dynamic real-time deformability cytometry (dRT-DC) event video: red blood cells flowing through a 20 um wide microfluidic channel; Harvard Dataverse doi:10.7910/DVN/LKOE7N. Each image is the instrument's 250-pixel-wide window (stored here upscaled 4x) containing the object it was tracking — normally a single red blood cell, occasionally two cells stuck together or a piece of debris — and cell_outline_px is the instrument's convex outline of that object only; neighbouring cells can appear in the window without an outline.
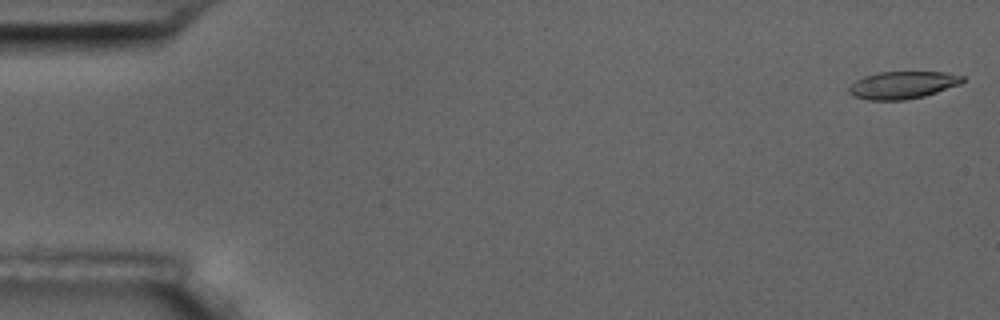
{"species": "common noctule bat (a hibernating species)", "species_latin": "Nyctalus noctula", "temperature_condition": "room temperature", "stored_images_in_passage": 7, "camera_frame_rate_fps": 3000, "um_per_image_px": 0.085, "animal": {"sex": "male", "body_mass_g": 17.5, "forearm_length_mm": 52.3}, "frame": {"image": 1, "passage_image": 1, "time_ms": 0.0, "image_size_px": [1000, 320], "cell_outline_px": [[964, 80], [960, 84], [924, 96], [904, 100], [868, 100], [852, 96], [848, 92], [848, 88], [856, 80], [864, 76], [880, 72], [944, 72], [964, 76]], "centroid_in_image_um": [76.7, 7.23], "position_along_channel_um": 8.3, "area_um2": 18.09}}
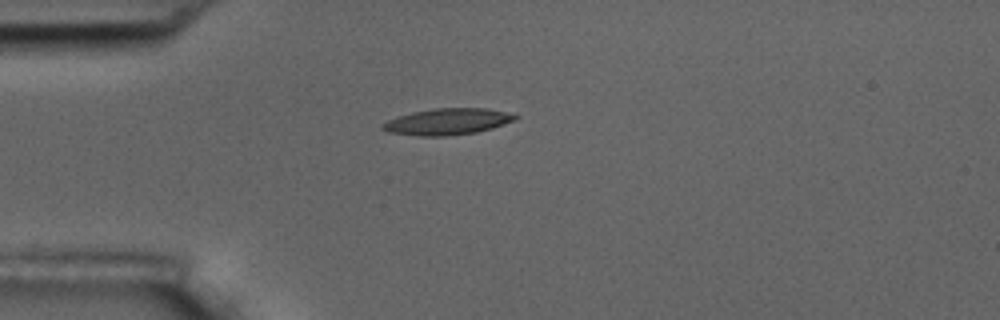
{"frame": {"image": 2, "passage_image": 5, "time_ms": 4.667, "image_size_px": [1000, 320], "cell_outline_px": [[520, 116], [516, 120], [492, 128], [476, 132], [444, 136], [416, 136], [388, 132], [380, 128], [380, 124], [396, 116], [412, 112], [432, 108], [488, 108], [516, 112]], "centroid_in_image_um": [38.07, 10.32], "position_along_channel_um": 46.9, "area_um2": 20.87}}
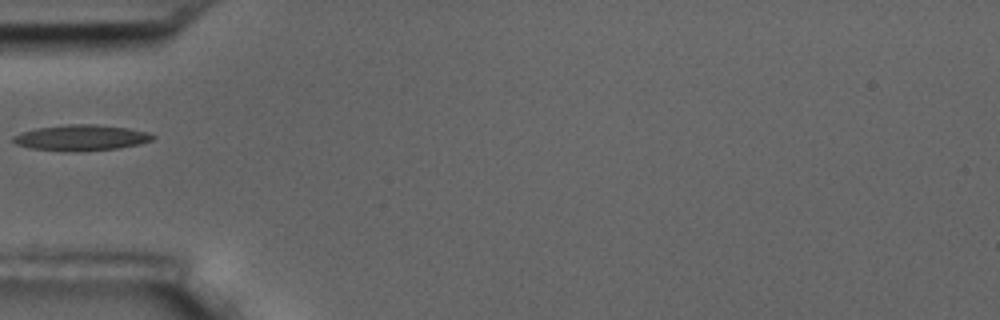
{"frame": {"image": 3, "passage_image": 6, "time_ms": 6.0, "image_size_px": [1000, 320], "cell_outline_px": [[156, 136], [152, 140], [140, 144], [120, 148], [80, 152], [64, 152], [32, 148], [16, 144], [12, 140], [12, 136], [36, 128], [68, 124], [96, 124], [128, 128], [148, 132]], "centroid_in_image_um": [6.92, 11.72], "position_along_channel_um": 78.1, "area_um2": 21.21}}